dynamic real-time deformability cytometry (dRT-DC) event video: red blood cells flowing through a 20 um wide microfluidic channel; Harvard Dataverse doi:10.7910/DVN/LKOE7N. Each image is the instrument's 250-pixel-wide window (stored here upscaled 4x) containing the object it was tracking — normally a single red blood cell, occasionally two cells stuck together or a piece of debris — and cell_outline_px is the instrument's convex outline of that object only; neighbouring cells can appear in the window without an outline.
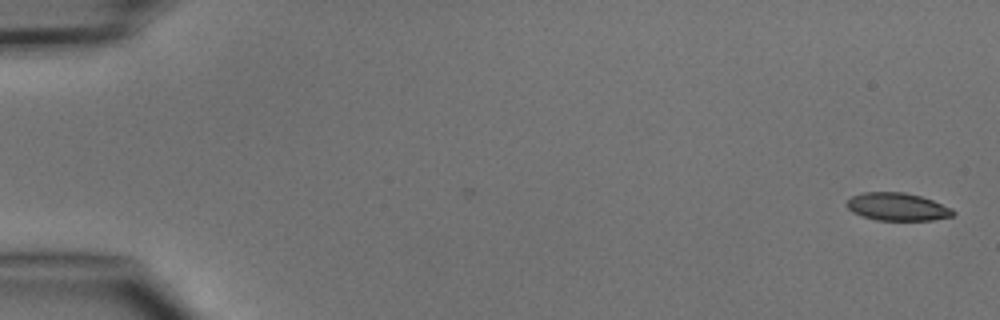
{"species": "common noctule bat (a hibernating species)", "species_latin": "Nyctalus noctula", "temperature_condition": "cold", "stored_images_in_passage": 2, "camera_frame_rate_fps": 3000, "um_per_image_px": 0.085, "animal": {"sex": "male", "body_mass_g": 15.6}, "frame": {"image": 1, "passage_image": 2, "time_ms": 1.333, "image_size_px": [1000, 320], "cell_outline_px": [[956, 212], [952, 216], [932, 220], [876, 220], [852, 212], [844, 204], [852, 196], [864, 192], [904, 192], [920, 196], [932, 200], [952, 208]], "centroid_in_image_um": [76.27, 17.57], "position_along_channel_um": 8.7, "area_um2": 17.17}}